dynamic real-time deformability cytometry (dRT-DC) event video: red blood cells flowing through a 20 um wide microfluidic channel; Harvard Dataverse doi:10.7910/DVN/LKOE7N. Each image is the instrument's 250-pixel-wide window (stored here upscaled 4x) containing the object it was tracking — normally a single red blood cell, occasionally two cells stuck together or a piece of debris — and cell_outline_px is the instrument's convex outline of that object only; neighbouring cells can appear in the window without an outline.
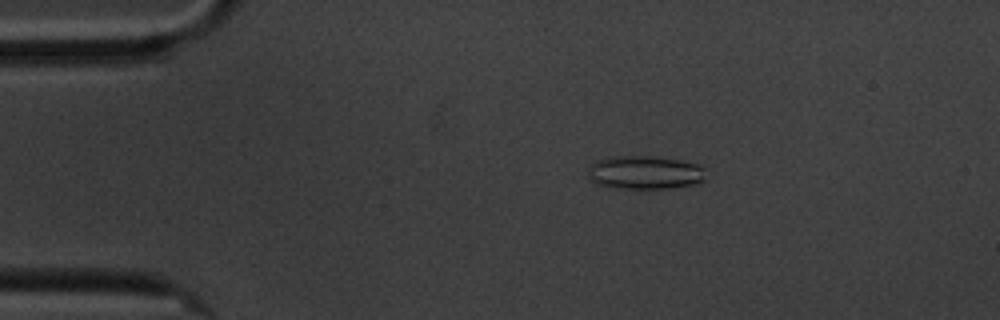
{"species": "common noctule bat (a hibernating species)", "species_latin": "Nyctalus noctula", "temperature_condition": "cold", "stored_images_in_passage": 54, "camera_frame_rate_fps": 3000, "um_per_image_px": 0.085, "animal": {"sex": "male", "body_mass_g": 20.1, "forearm_length_mm": 53.5}, "frame": {"image": 1, "passage_image": 6, "time_ms": 1.667, "image_size_px": [1000, 320], "cell_outline_px": [[704, 180], [696, 184], [668, 188], [616, 188], [596, 184], [588, 180], [588, 168], [596, 160], [608, 156], [656, 156], [696, 164], [704, 168]], "centroid_in_image_um": [54.75, 14.66], "position_along_channel_um": 30.3, "area_um2": 23.06}}
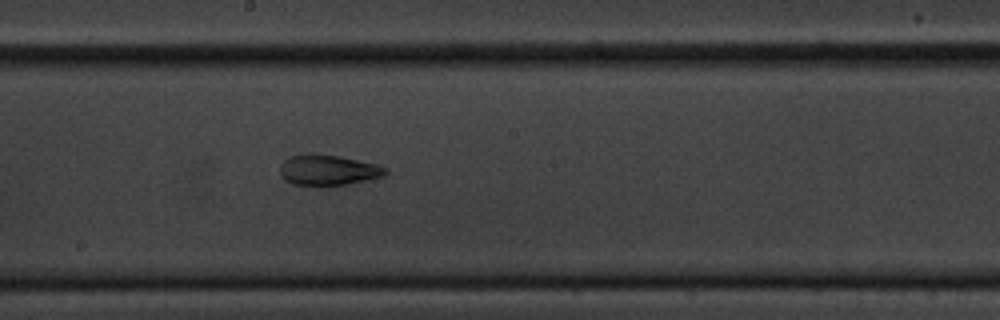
{"frame": {"image": 2, "passage_image": 27, "time_ms": 8.667, "image_size_px": [1000, 320], "cell_outline_px": [[388, 172], [384, 176], [344, 184], [292, 184], [284, 180], [280, 176], [280, 164], [288, 156], [308, 152], [316, 152], [340, 156], [376, 164], [384, 168]], "centroid_in_image_um": [27.81, 14.4], "position_along_channel_um": 220.4, "area_um2": 18.73}}
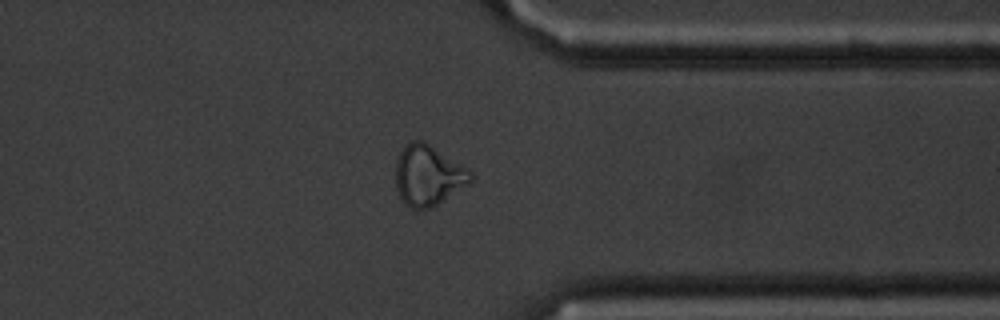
{"frame": {"image": 3, "passage_image": 41, "time_ms": 13.333, "image_size_px": [1000, 320], "cell_outline_px": [[476, 176], [468, 184], [436, 204], [428, 208], [412, 208], [404, 204], [396, 188], [396, 160], [404, 144], [412, 140], [424, 140], [472, 172]], "centroid_in_image_um": [36.37, 14.88], "position_along_channel_um": 375.0, "area_um2": 26.18}, "authors_computed_cell_mechanics": {"area_um2": 21.7328, "velocity_mm_per_s": 3.4166, "shape_relaxation_time_tau1_ms": null, "shape_relaxation_time_tau2_ms": 2.3102, "deformation_change_tau1": null, "deformation_change_tau2": 0.0939}}